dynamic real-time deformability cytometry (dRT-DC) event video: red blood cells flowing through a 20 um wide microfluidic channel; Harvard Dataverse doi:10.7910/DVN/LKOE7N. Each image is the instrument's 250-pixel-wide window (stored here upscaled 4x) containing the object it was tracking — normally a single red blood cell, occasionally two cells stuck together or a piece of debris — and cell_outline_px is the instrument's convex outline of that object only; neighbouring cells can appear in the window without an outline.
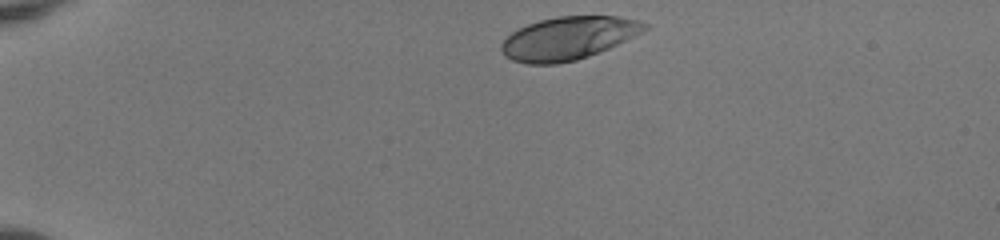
{"species": "human", "species_latin": "Homo sapiens", "temperature_condition": "room temperature", "stored_images_in_passage": 39, "camera_frame_rate_fps": 3000, "um_per_image_px": 0.085, "donor": {"sex": "female"}, "frame": {"image": 1, "passage_image": 1, "time_ms": 0.0, "image_size_px": [1000, 240], "cell_outline_px": [[652, 24], [644, 32], [600, 52], [576, 60], [556, 64], [528, 64], [512, 60], [504, 56], [500, 48], [500, 44], [512, 32], [528, 24], [540, 20], [556, 16], [616, 16], [640, 20]], "centroid_in_image_um": [48.34, 3.24], "position_along_channel_um": 36.7, "area_um2": 36.13}}
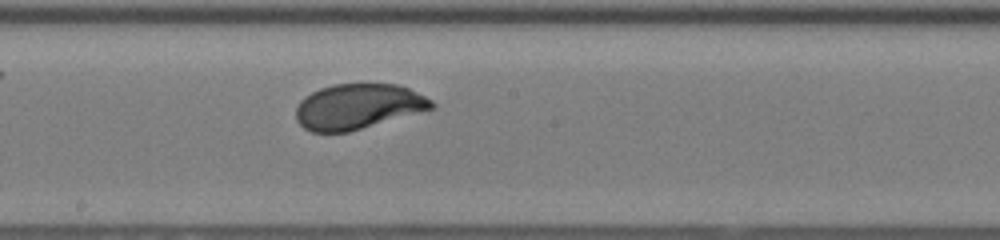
{"frame": {"image": 2, "passage_image": 20, "time_ms": 6.333, "image_size_px": [1000, 240], "cell_outline_px": [[436, 108], [348, 132], [312, 132], [304, 128], [296, 120], [296, 108], [300, 100], [304, 96], [320, 88], [332, 84], [396, 84], [408, 88], [432, 100], [436, 104]], "centroid_in_image_um": [30.43, 9.05], "position_along_channel_um": 217.8, "area_um2": 35.84}}
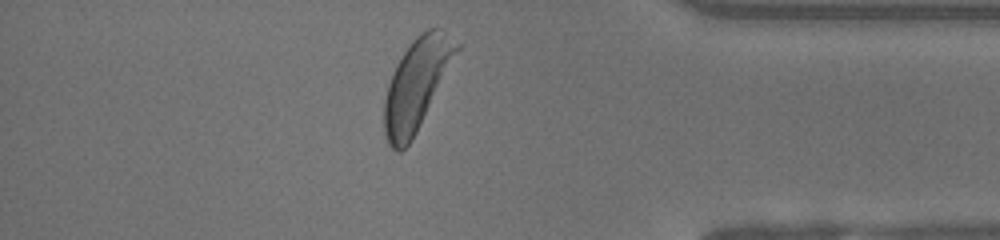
{"frame": {"image": 3, "passage_image": 35, "time_ms": 11.333, "image_size_px": [1000, 240], "cell_outline_px": [[460, 48], [412, 140], [400, 152], [396, 152], [388, 144], [384, 132], [384, 100], [388, 84], [396, 64], [412, 40], [420, 32], [428, 28], [444, 28], [460, 44]], "centroid_in_image_um": [35.41, 7.14], "position_along_channel_um": 399.8, "area_um2": 38.03}, "authors_computed_cell_mechanics": {"area_um2": 36.4718, "velocity_mm_per_s": 4.0075, "shape_relaxation_time_tau1_ms": 2.5446, "shape_relaxation_time_tau2_ms": null, "deformation_change_tau1": 0.1727, "deformation_change_tau2": null}}